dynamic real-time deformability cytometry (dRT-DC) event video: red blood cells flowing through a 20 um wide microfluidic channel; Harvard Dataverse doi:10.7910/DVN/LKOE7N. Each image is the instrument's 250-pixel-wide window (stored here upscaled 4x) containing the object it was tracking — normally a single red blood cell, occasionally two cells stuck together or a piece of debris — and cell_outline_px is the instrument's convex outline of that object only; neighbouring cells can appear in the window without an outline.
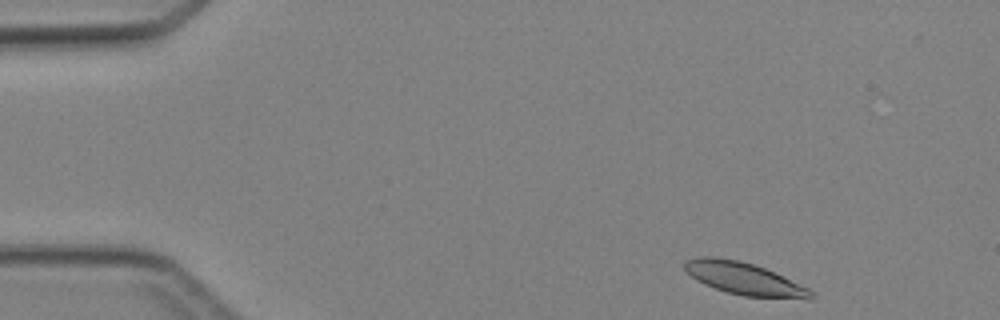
{"species": "Egyptian fruit bat (a non-hibernating species)", "species_latin": "Rousettus aegyptiacus", "temperature_condition": "cold", "stored_images_in_passage": 43, "camera_frame_rate_fps": 3000, "um_per_image_px": 0.085, "animal": {"sex": "female"}, "frame": {"image": 1, "passage_image": 2, "time_ms": 0.333, "image_size_px": [1000, 320], "cell_outline_px": [[816, 296], [812, 300], [808, 300], [744, 296], [728, 292], [704, 284], [696, 280], [684, 272], [684, 260], [696, 256], [712, 256], [740, 260], [764, 268], [808, 288]], "centroid_in_image_um": [63.23, 23.69], "position_along_channel_um": 21.8, "area_um2": 24.04}}
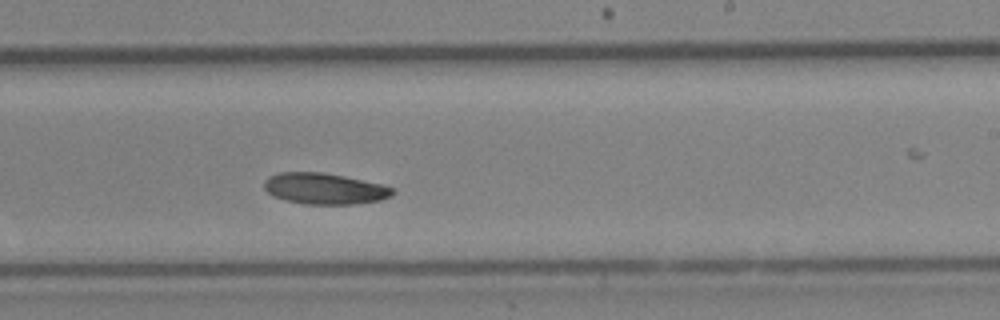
{"frame": {"image": 2, "passage_image": 25, "time_ms": 8.0, "image_size_px": [1000, 320], "cell_outline_px": [[396, 192], [392, 196], [380, 200], [352, 204], [304, 204], [284, 200], [268, 192], [264, 188], [264, 180], [268, 176], [280, 172], [324, 172], [384, 184], [392, 188]], "centroid_in_image_um": [27.6, 16.03], "position_along_channel_um": 261.4, "area_um2": 23.41}}
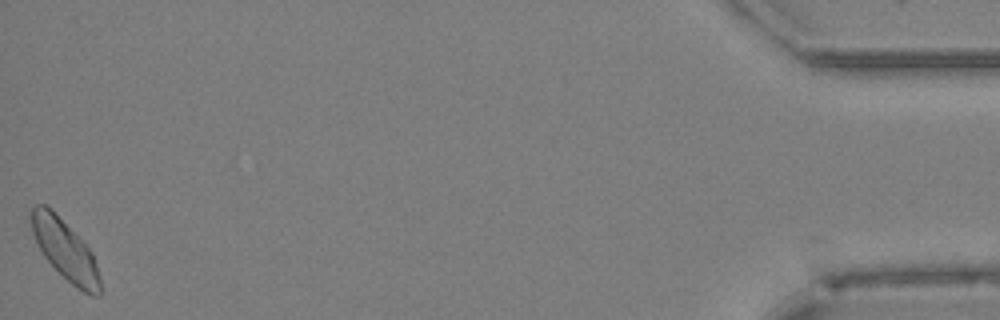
{"frame": {"image": 3, "passage_image": 43, "time_ms": 14.0, "image_size_px": [1000, 320], "cell_outline_px": [[104, 292], [100, 296], [92, 296], [76, 288], [44, 256], [32, 232], [28, 216], [32, 208], [36, 204], [44, 204], [92, 252], [96, 264]], "centroid_in_image_um": [5.55, 21.32], "position_along_channel_um": 429.6, "area_um2": 23.41}}